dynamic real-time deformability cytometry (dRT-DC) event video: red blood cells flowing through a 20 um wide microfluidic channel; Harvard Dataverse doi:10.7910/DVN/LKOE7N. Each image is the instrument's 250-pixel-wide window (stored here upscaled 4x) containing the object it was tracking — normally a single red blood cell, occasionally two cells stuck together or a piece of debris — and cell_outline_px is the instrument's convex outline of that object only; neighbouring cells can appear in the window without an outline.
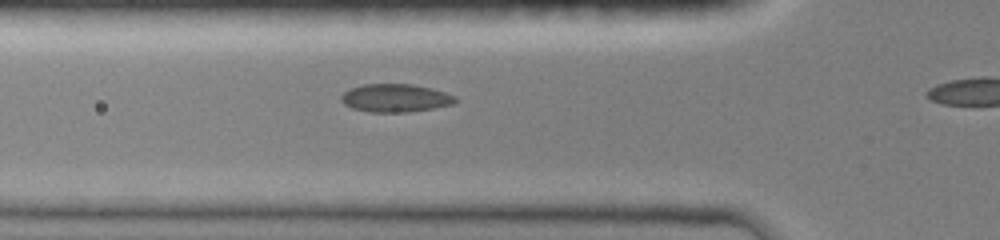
{"species": "common noctule bat (a hibernating species)", "species_latin": "Nyctalus noctula", "temperature_condition": "room temperature", "stored_images_in_passage": 6, "camera_frame_rate_fps": 3000, "um_per_image_px": 0.085, "animal": {"sex": "female", "body_mass_g": 19.0, "forearm_length_mm": 51.5}, "frame": {"image": 1, "passage_image": 5, "time_ms": 2.333, "image_size_px": [1000, 240], "cell_outline_px": [[456, 100], [452, 104], [432, 108], [408, 112], [368, 112], [352, 108], [344, 104], [340, 100], [340, 96], [344, 92], [352, 88], [364, 84], [412, 84], [432, 88], [456, 96]], "centroid_in_image_um": [33.58, 8.33], "position_along_channel_um": 92.2, "area_um2": 18.61}}